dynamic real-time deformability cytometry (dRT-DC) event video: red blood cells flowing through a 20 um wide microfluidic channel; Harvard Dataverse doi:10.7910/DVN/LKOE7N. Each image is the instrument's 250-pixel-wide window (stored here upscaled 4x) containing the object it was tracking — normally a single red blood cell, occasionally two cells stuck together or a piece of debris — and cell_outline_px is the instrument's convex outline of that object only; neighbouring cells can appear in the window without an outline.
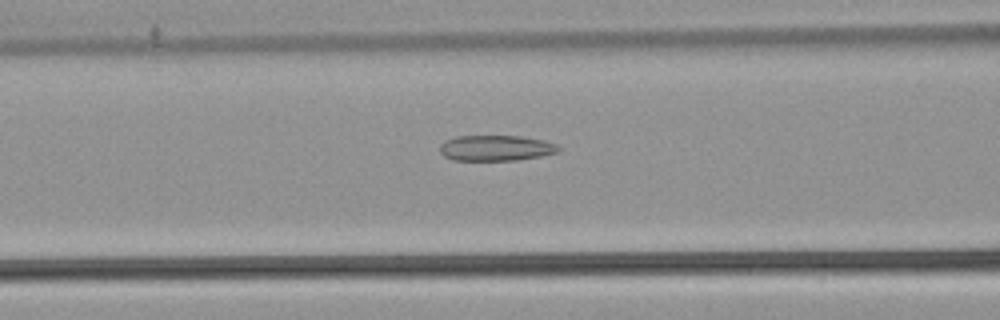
{"species": "common noctule bat (a hibernating species)", "species_latin": "Nyctalus noctula", "temperature_condition": "warm", "stored_images_in_passage": 38, "camera_frame_rate_fps": 3000, "um_per_image_px": 0.085, "animal": {"sex": "male", "body_mass_g": 21.5, "forearm_length_mm": 52.0}, "frame": {"image": 1, "passage_image": 7, "time_ms": 2.0, "image_size_px": [1000, 320], "cell_outline_px": [[560, 148], [556, 152], [540, 156], [516, 160], [452, 160], [444, 156], [440, 152], [440, 144], [444, 140], [456, 136], [520, 136], [544, 140], [556, 144]], "centroid_in_image_um": [42.11, 12.58], "position_along_channel_um": 124.5, "area_um2": 17.69}}
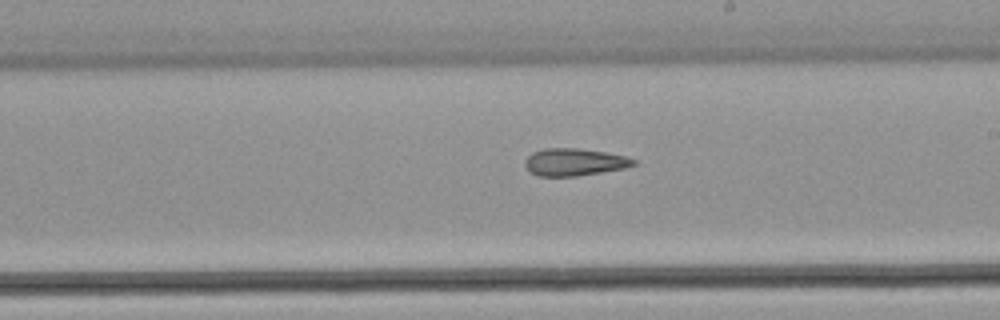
{"frame": {"image": 2, "passage_image": 16, "time_ms": 5.0, "image_size_px": [1000, 320], "cell_outline_px": [[636, 164], [624, 168], [576, 176], [540, 176], [528, 172], [524, 164], [524, 160], [532, 152], [544, 148], [576, 148], [604, 152], [628, 156], [636, 160]], "centroid_in_image_um": [48.79, 13.77], "position_along_channel_um": 240.2, "area_um2": 17.34}}
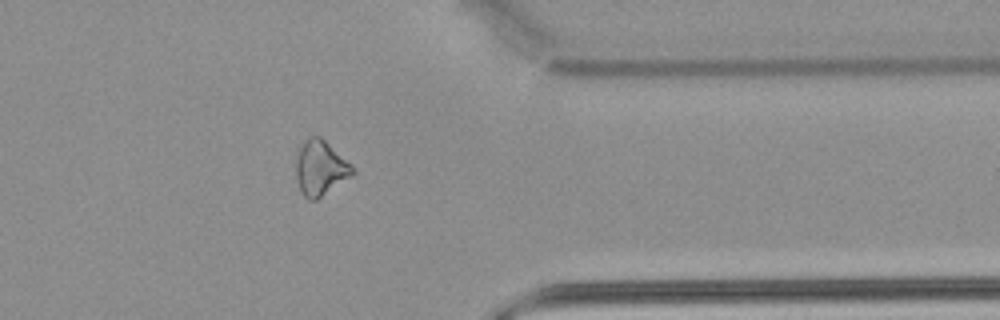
{"frame": {"image": 3, "passage_image": 28, "time_ms": 9.0, "image_size_px": [1000, 320], "cell_outline_px": [[356, 172], [352, 176], [316, 200], [308, 200], [300, 192], [296, 180], [296, 160], [300, 148], [304, 140], [308, 136], [320, 136]], "centroid_in_image_um": [27.18, 14.32], "position_along_channel_um": 384.2, "area_um2": 17.74}, "authors_computed_cell_mechanics": {"area_um2": 18.0914, "velocity_mm_per_s": 3.8605, "shape_relaxation_time_tau1_ms": null, "shape_relaxation_time_tau2_ms": 5.711, "deformation_change_tau1": null, "deformation_change_tau2": 0.1645}}